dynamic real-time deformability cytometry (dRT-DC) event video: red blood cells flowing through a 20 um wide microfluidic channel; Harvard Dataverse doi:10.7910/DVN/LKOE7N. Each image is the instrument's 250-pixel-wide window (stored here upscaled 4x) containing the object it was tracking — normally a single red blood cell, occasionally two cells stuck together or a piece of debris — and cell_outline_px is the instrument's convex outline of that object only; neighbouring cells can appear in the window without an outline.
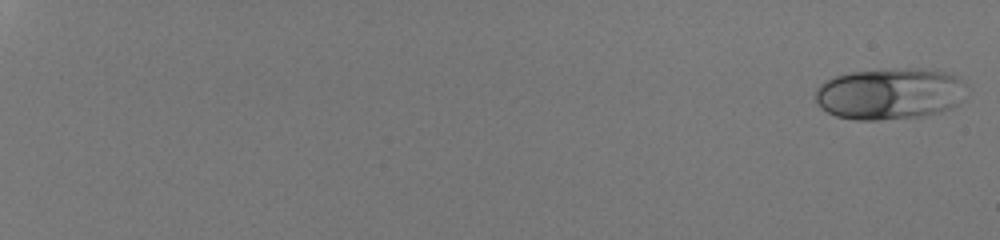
{"species": "human", "species_latin": "Homo sapiens", "temperature_condition": "room temperature", "stored_images_in_passage": 53, "camera_frame_rate_fps": 3000, "um_per_image_px": 0.085, "donor": {"sex": "male"}, "frame": {"image": 1, "passage_image": 1, "time_ms": 0.0, "image_size_px": [1000, 240], "cell_outline_px": [[968, 84], [956, 104], [952, 108], [940, 112], [924, 116], [880, 120], [856, 120], [836, 116], [820, 108], [816, 100], [816, 88], [824, 80], [832, 76], [848, 72], [900, 68], [920, 68], [952, 72], [960, 76]], "centroid_in_image_um": [75.64, 7.94], "position_along_channel_um": 9.4, "area_um2": 46.12}}
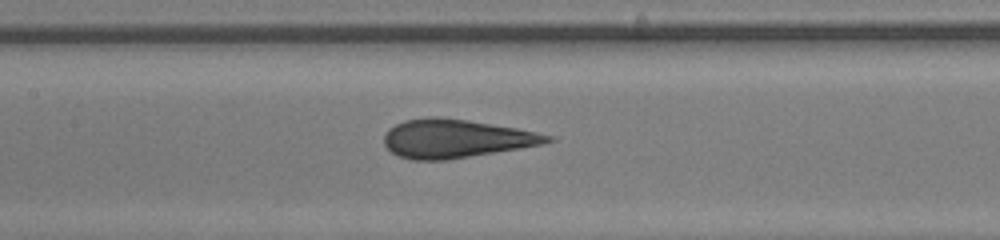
{"frame": {"image": 2, "passage_image": 31, "time_ms": 10.0, "image_size_px": [1000, 240], "cell_outline_px": [[556, 140], [544, 144], [448, 160], [412, 160], [400, 156], [392, 152], [384, 144], [384, 136], [388, 128], [404, 120], [428, 116], [436, 116], [468, 120], [516, 128], [556, 136]], "centroid_in_image_um": [38.76, 11.77], "position_along_channel_um": 168.6, "area_um2": 36.76}}
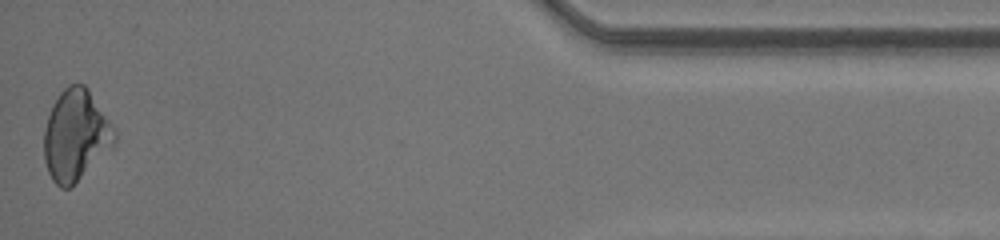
{"frame": {"image": 3, "passage_image": 53, "time_ms": 17.333, "image_size_px": [1000, 240], "cell_outline_px": [[116, 140], [112, 148], [72, 188], [60, 188], [52, 180], [48, 172], [44, 160], [44, 132], [48, 116], [52, 104], [60, 92], [68, 84], [84, 84], [88, 88], [116, 128]], "centroid_in_image_um": [6.46, 11.52], "position_along_channel_um": 428.7, "area_um2": 37.97}}